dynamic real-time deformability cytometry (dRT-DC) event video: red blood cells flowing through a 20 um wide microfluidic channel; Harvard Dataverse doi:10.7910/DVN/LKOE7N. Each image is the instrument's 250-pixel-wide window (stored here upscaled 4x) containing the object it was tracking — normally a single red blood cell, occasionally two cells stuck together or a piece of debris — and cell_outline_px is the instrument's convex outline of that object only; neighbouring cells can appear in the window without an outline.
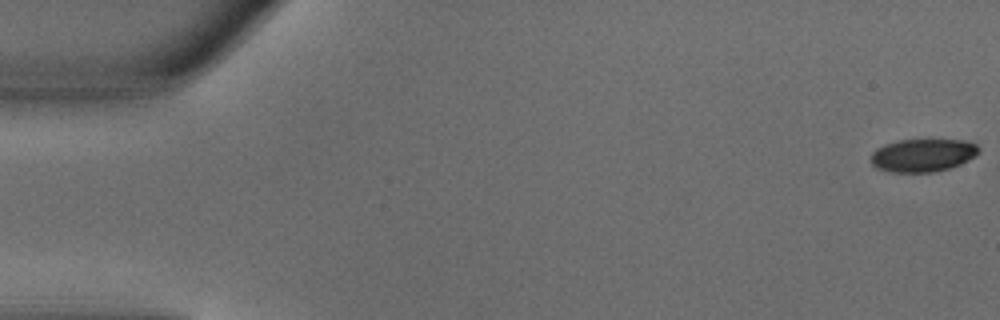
{"species": "common noctule bat (a hibernating species)", "species_latin": "Nyctalus noctula", "temperature_condition": "warm", "stored_images_in_passage": 16, "camera_frame_rate_fps": 3000, "um_per_image_px": 0.085, "animal": {"sex": "male", "body_mass_g": 18.8}, "frame": {"image": 1, "passage_image": 1, "time_ms": 0.0, "image_size_px": [1000, 320], "cell_outline_px": [[980, 148], [968, 160], [960, 164], [948, 168], [932, 172], [892, 172], [876, 168], [872, 164], [872, 152], [876, 148], [884, 144], [900, 140], [964, 140], [976, 144]], "centroid_in_image_um": [78.4, 13.19], "position_along_channel_um": 6.6, "area_um2": 20.46}}
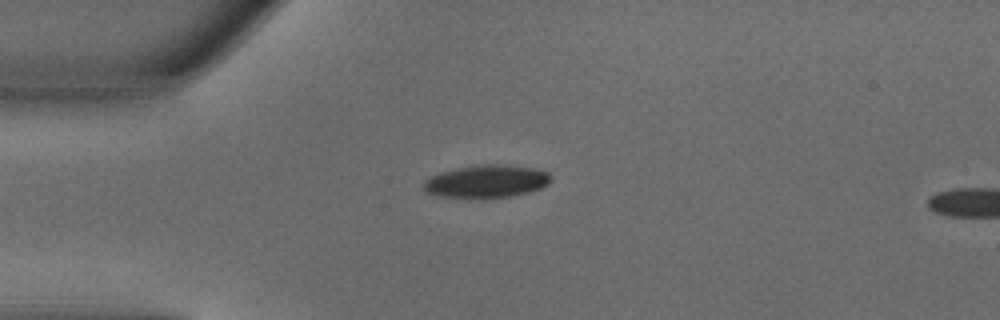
{"frame": {"image": 2, "passage_image": 13, "time_ms": 4.0, "image_size_px": [1000, 320], "cell_outline_px": [[552, 180], [548, 184], [540, 188], [528, 192], [512, 196], [436, 196], [424, 192], [424, 180], [440, 172], [456, 168], [480, 164], [500, 164], [536, 168], [548, 172], [552, 176]], "centroid_in_image_um": [41.38, 15.38], "position_along_channel_um": 43.6, "area_um2": 23.93}}